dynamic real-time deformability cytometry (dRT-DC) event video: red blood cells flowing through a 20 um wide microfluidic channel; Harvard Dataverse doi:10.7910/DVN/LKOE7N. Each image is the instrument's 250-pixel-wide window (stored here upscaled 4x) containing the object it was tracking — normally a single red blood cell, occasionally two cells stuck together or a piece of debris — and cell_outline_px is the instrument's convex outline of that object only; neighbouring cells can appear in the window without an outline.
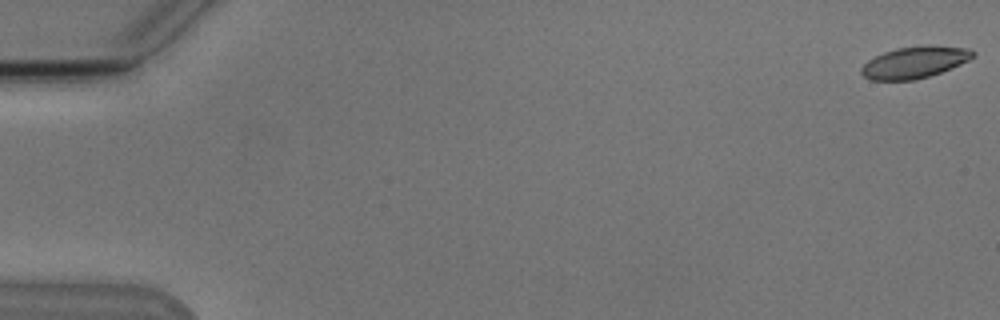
{"species": "Egyptian fruit bat (a non-hibernating species)", "species_latin": "Rousettus aegyptiacus", "temperature_condition": "cold", "stored_images_in_passage": 8, "camera_frame_rate_fps": 3000, "um_per_image_px": 0.085, "animal": {"sex": "male"}, "frame": {"image": 1, "passage_image": 1, "time_ms": 0.0, "image_size_px": [1000, 320], "cell_outline_px": [[976, 56], [960, 64], [940, 72], [916, 80], [872, 80], [864, 76], [860, 72], [860, 68], [868, 60], [884, 52], [896, 48], [928, 44], [968, 48], [976, 52]], "centroid_in_image_um": [77.76, 5.28], "position_along_channel_um": 7.2, "area_um2": 20.69}}
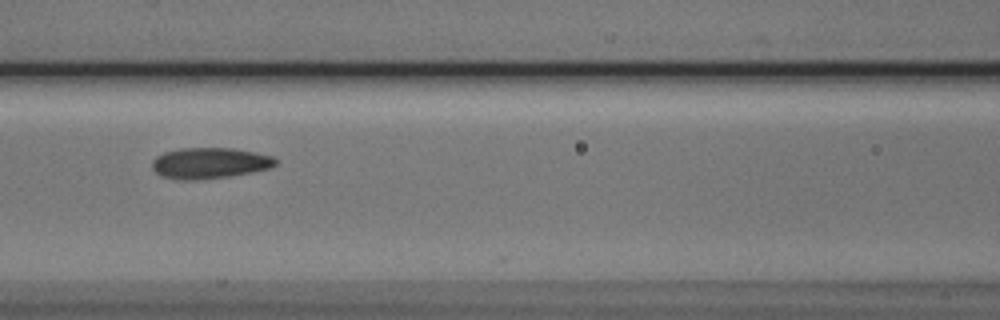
{"frame": {"image": 2, "passage_image": 7, "time_ms": 8.0, "image_size_px": [1000, 320], "cell_outline_px": [[276, 164], [272, 168], [252, 172], [228, 176], [196, 180], [176, 180], [160, 176], [152, 168], [152, 160], [156, 156], [164, 152], [180, 148], [232, 148], [256, 152], [272, 156], [276, 160]], "centroid_in_image_um": [17.8, 13.86], "position_along_channel_um": 148.8, "area_um2": 22.43}}
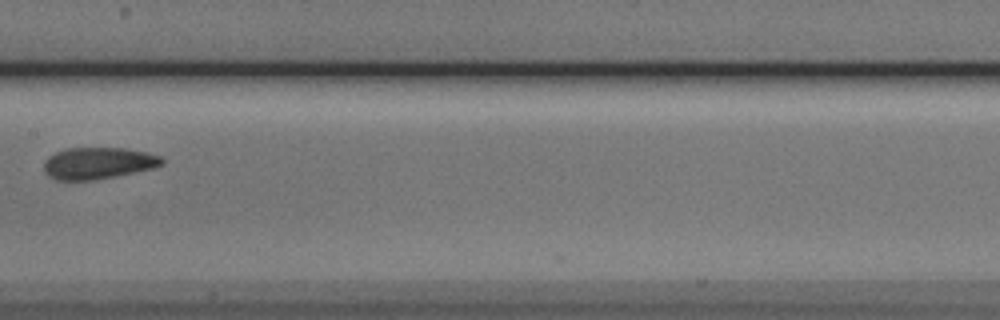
{"frame": {"image": 3, "passage_image": 8, "time_ms": 9.333, "image_size_px": [1000, 320], "cell_outline_px": [[164, 164], [156, 168], [92, 180], [56, 180], [48, 176], [44, 172], [44, 160], [48, 156], [64, 148], [124, 148], [148, 152], [160, 156], [164, 160]], "centroid_in_image_um": [8.34, 13.86], "position_along_channel_um": 199.1, "area_um2": 21.96}}